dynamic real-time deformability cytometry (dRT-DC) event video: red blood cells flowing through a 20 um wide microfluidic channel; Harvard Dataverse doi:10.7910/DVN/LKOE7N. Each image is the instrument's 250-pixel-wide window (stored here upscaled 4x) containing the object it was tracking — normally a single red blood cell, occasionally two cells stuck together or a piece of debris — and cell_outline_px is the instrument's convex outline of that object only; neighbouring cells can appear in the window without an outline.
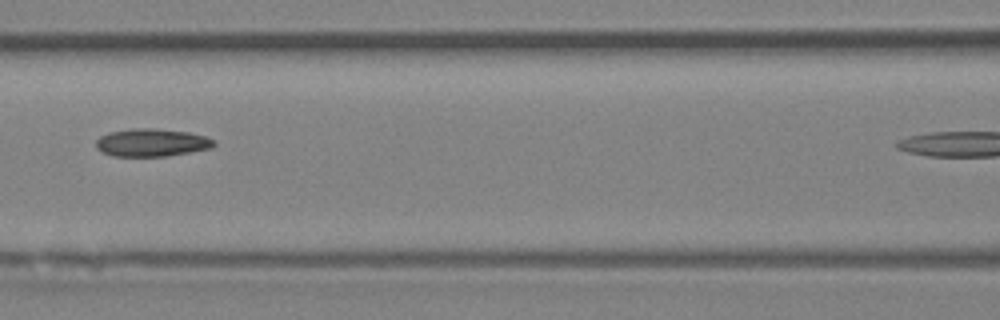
{"species": "Egyptian fruit bat (a non-hibernating species)", "species_latin": "Rousettus aegyptiacus", "temperature_condition": "room temperature", "stored_images_in_passage": 6, "segment_of_instrument_passage": [1, 2], "camera_frame_rate_fps": 3000, "um_per_image_px": 0.085, "animal": {"sex": "female"}, "frame": {"image": 1, "passage_image": 4, "time_ms": 3.333, "image_size_px": [1000, 320], "cell_outline_px": [[216, 144], [212, 148], [168, 156], [112, 156], [96, 148], [96, 140], [100, 136], [108, 132], [136, 128], [152, 128], [188, 132], [204, 136], [216, 140]], "centroid_in_image_um": [12.91, 12.12], "position_along_channel_um": 153.7, "area_um2": 19.13}}